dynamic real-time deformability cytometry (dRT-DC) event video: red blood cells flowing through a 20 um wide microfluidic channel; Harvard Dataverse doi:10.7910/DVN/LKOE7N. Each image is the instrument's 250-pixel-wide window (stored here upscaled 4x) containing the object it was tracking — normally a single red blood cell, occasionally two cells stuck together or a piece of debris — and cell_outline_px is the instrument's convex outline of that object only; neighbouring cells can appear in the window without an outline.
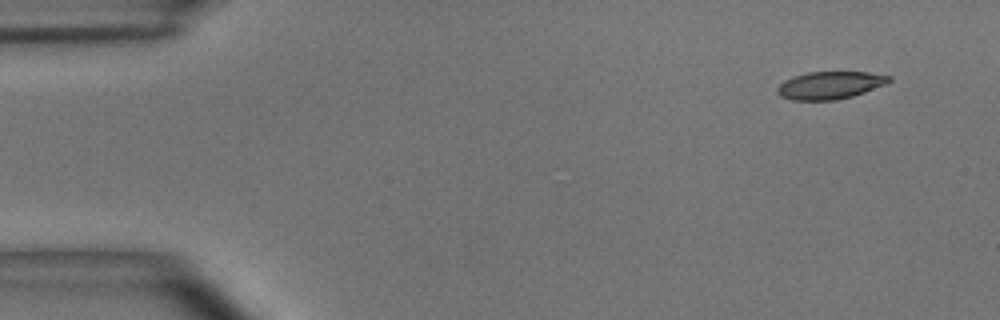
{"species": "common noctule bat (a hibernating species)", "species_latin": "Nyctalus noctula", "temperature_condition": "room temperature", "stored_images_in_passage": 6, "camera_frame_rate_fps": 3000, "um_per_image_px": 0.085, "animal": {"sex": "male", "body_mass_g": 15.6}, "frame": {"image": 1, "passage_image": 1, "time_ms": 0.0, "image_size_px": [1000, 320], "cell_outline_px": [[892, 80], [888, 84], [852, 96], [836, 100], [792, 100], [780, 96], [776, 92], [776, 88], [784, 80], [808, 72], [868, 72], [892, 76]], "centroid_in_image_um": [70.57, 7.24], "position_along_channel_um": 14.4, "area_um2": 18.03}}
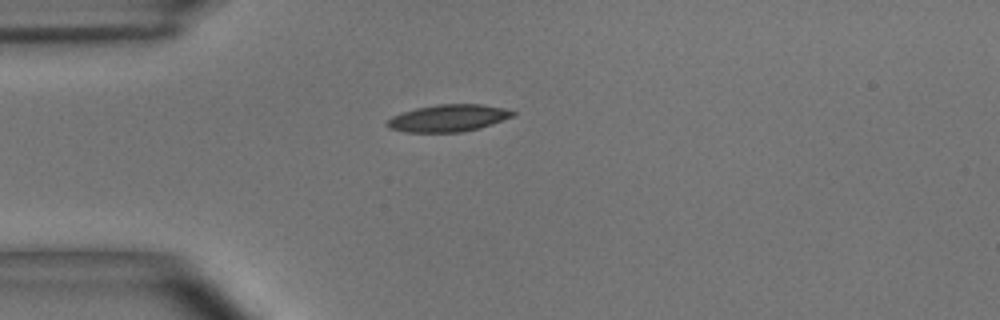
{"frame": {"image": 2, "passage_image": 4, "time_ms": 1.0, "image_size_px": [1000, 320], "cell_outline_px": [[516, 116], [480, 128], [464, 132], [404, 132], [388, 128], [384, 124], [392, 116], [416, 108], [436, 104], [480, 104], [504, 108], [516, 112]], "centroid_in_image_um": [38.12, 10.04], "position_along_channel_um": 46.9, "area_um2": 20.0}}
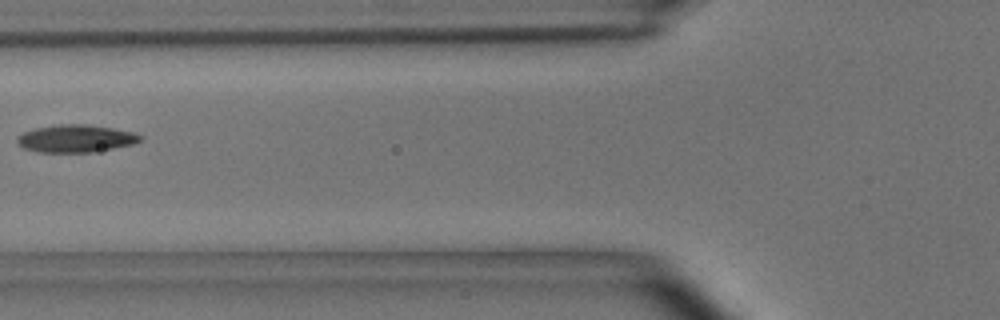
{"frame": {"image": 3, "passage_image": 6, "time_ms": 1.667, "image_size_px": [1000, 320], "cell_outline_px": [[144, 136], [140, 140], [132, 144], [92, 152], [36, 152], [24, 148], [16, 140], [16, 136], [32, 128], [60, 124], [88, 124], [136, 132]], "centroid_in_image_um": [6.43, 11.76], "position_along_channel_um": 119.4, "area_um2": 19.83}}